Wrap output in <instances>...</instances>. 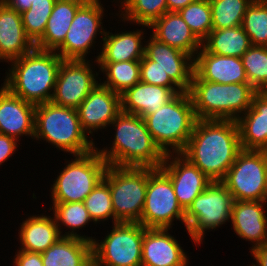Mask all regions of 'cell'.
Segmentation results:
<instances>
[{
    "mask_svg": "<svg viewBox=\"0 0 267 266\" xmlns=\"http://www.w3.org/2000/svg\"><path fill=\"white\" fill-rule=\"evenodd\" d=\"M251 2L256 4H267V0H251Z\"/></svg>",
    "mask_w": 267,
    "mask_h": 266,
    "instance_id": "bcb514c9",
    "label": "cell"
},
{
    "mask_svg": "<svg viewBox=\"0 0 267 266\" xmlns=\"http://www.w3.org/2000/svg\"><path fill=\"white\" fill-rule=\"evenodd\" d=\"M250 252L256 261V264L252 263V266H267V243L262 246L250 249Z\"/></svg>",
    "mask_w": 267,
    "mask_h": 266,
    "instance_id": "7bdbcfd3",
    "label": "cell"
},
{
    "mask_svg": "<svg viewBox=\"0 0 267 266\" xmlns=\"http://www.w3.org/2000/svg\"><path fill=\"white\" fill-rule=\"evenodd\" d=\"M178 13L201 42L213 29L212 10L209 0H196Z\"/></svg>",
    "mask_w": 267,
    "mask_h": 266,
    "instance_id": "8d00e7d4",
    "label": "cell"
},
{
    "mask_svg": "<svg viewBox=\"0 0 267 266\" xmlns=\"http://www.w3.org/2000/svg\"><path fill=\"white\" fill-rule=\"evenodd\" d=\"M169 230L145 228L141 266H188L186 252Z\"/></svg>",
    "mask_w": 267,
    "mask_h": 266,
    "instance_id": "ac0fdd59",
    "label": "cell"
},
{
    "mask_svg": "<svg viewBox=\"0 0 267 266\" xmlns=\"http://www.w3.org/2000/svg\"><path fill=\"white\" fill-rule=\"evenodd\" d=\"M112 225L103 240L92 243L93 266H141L145 227L138 222Z\"/></svg>",
    "mask_w": 267,
    "mask_h": 266,
    "instance_id": "8fae6325",
    "label": "cell"
},
{
    "mask_svg": "<svg viewBox=\"0 0 267 266\" xmlns=\"http://www.w3.org/2000/svg\"><path fill=\"white\" fill-rule=\"evenodd\" d=\"M3 2L8 8L17 11L18 13H22L26 10H29L33 0H0Z\"/></svg>",
    "mask_w": 267,
    "mask_h": 266,
    "instance_id": "ee69618b",
    "label": "cell"
},
{
    "mask_svg": "<svg viewBox=\"0 0 267 266\" xmlns=\"http://www.w3.org/2000/svg\"><path fill=\"white\" fill-rule=\"evenodd\" d=\"M120 11L122 21L142 25L143 30L168 12V7L166 0H127Z\"/></svg>",
    "mask_w": 267,
    "mask_h": 266,
    "instance_id": "d6a6232c",
    "label": "cell"
},
{
    "mask_svg": "<svg viewBox=\"0 0 267 266\" xmlns=\"http://www.w3.org/2000/svg\"><path fill=\"white\" fill-rule=\"evenodd\" d=\"M258 91L250 83H216L195 72L188 93L197 119L237 120L252 104Z\"/></svg>",
    "mask_w": 267,
    "mask_h": 266,
    "instance_id": "277c9868",
    "label": "cell"
},
{
    "mask_svg": "<svg viewBox=\"0 0 267 266\" xmlns=\"http://www.w3.org/2000/svg\"><path fill=\"white\" fill-rule=\"evenodd\" d=\"M19 250L42 253L55 244L62 236L54 217L41 214L31 215L21 224Z\"/></svg>",
    "mask_w": 267,
    "mask_h": 266,
    "instance_id": "83f0119b",
    "label": "cell"
},
{
    "mask_svg": "<svg viewBox=\"0 0 267 266\" xmlns=\"http://www.w3.org/2000/svg\"><path fill=\"white\" fill-rule=\"evenodd\" d=\"M14 256V266H44L41 253L18 250Z\"/></svg>",
    "mask_w": 267,
    "mask_h": 266,
    "instance_id": "60d3db41",
    "label": "cell"
},
{
    "mask_svg": "<svg viewBox=\"0 0 267 266\" xmlns=\"http://www.w3.org/2000/svg\"><path fill=\"white\" fill-rule=\"evenodd\" d=\"M194 72L209 82L248 83L241 58L209 53L203 47L194 58Z\"/></svg>",
    "mask_w": 267,
    "mask_h": 266,
    "instance_id": "44dd1931",
    "label": "cell"
},
{
    "mask_svg": "<svg viewBox=\"0 0 267 266\" xmlns=\"http://www.w3.org/2000/svg\"><path fill=\"white\" fill-rule=\"evenodd\" d=\"M95 63L106 77L101 84L120 95L140 82V60Z\"/></svg>",
    "mask_w": 267,
    "mask_h": 266,
    "instance_id": "1f68e13d",
    "label": "cell"
},
{
    "mask_svg": "<svg viewBox=\"0 0 267 266\" xmlns=\"http://www.w3.org/2000/svg\"><path fill=\"white\" fill-rule=\"evenodd\" d=\"M144 55L160 66L170 79L183 91L188 92L194 73V58L179 49L157 41L150 35L145 41Z\"/></svg>",
    "mask_w": 267,
    "mask_h": 266,
    "instance_id": "e0dca14e",
    "label": "cell"
},
{
    "mask_svg": "<svg viewBox=\"0 0 267 266\" xmlns=\"http://www.w3.org/2000/svg\"><path fill=\"white\" fill-rule=\"evenodd\" d=\"M243 150H267V91L257 92L237 120Z\"/></svg>",
    "mask_w": 267,
    "mask_h": 266,
    "instance_id": "d4e9b609",
    "label": "cell"
},
{
    "mask_svg": "<svg viewBox=\"0 0 267 266\" xmlns=\"http://www.w3.org/2000/svg\"><path fill=\"white\" fill-rule=\"evenodd\" d=\"M98 75L90 60H62L51 102L77 109L99 83Z\"/></svg>",
    "mask_w": 267,
    "mask_h": 266,
    "instance_id": "5bb4252c",
    "label": "cell"
},
{
    "mask_svg": "<svg viewBox=\"0 0 267 266\" xmlns=\"http://www.w3.org/2000/svg\"><path fill=\"white\" fill-rule=\"evenodd\" d=\"M104 7L101 2L84 3L76 12L64 42L55 50L63 60H86V54L95 44L98 32L103 37L105 31L102 20Z\"/></svg>",
    "mask_w": 267,
    "mask_h": 266,
    "instance_id": "4fadbf2b",
    "label": "cell"
},
{
    "mask_svg": "<svg viewBox=\"0 0 267 266\" xmlns=\"http://www.w3.org/2000/svg\"><path fill=\"white\" fill-rule=\"evenodd\" d=\"M83 131L89 136L112 123L121 112L120 94L100 83L77 108Z\"/></svg>",
    "mask_w": 267,
    "mask_h": 266,
    "instance_id": "2e32d148",
    "label": "cell"
},
{
    "mask_svg": "<svg viewBox=\"0 0 267 266\" xmlns=\"http://www.w3.org/2000/svg\"><path fill=\"white\" fill-rule=\"evenodd\" d=\"M16 139L0 133V165L12 157L18 148Z\"/></svg>",
    "mask_w": 267,
    "mask_h": 266,
    "instance_id": "b9f144b4",
    "label": "cell"
},
{
    "mask_svg": "<svg viewBox=\"0 0 267 266\" xmlns=\"http://www.w3.org/2000/svg\"><path fill=\"white\" fill-rule=\"evenodd\" d=\"M241 150L236 120L197 119L181 154L214 182L224 179Z\"/></svg>",
    "mask_w": 267,
    "mask_h": 266,
    "instance_id": "6da1fadb",
    "label": "cell"
},
{
    "mask_svg": "<svg viewBox=\"0 0 267 266\" xmlns=\"http://www.w3.org/2000/svg\"><path fill=\"white\" fill-rule=\"evenodd\" d=\"M111 126L115 129L111 148L96 147L108 165L160 168L165 154L155 144L143 117L121 111Z\"/></svg>",
    "mask_w": 267,
    "mask_h": 266,
    "instance_id": "7a4b0ae2",
    "label": "cell"
},
{
    "mask_svg": "<svg viewBox=\"0 0 267 266\" xmlns=\"http://www.w3.org/2000/svg\"><path fill=\"white\" fill-rule=\"evenodd\" d=\"M41 258L44 266H93V246L83 239L61 237Z\"/></svg>",
    "mask_w": 267,
    "mask_h": 266,
    "instance_id": "4316f807",
    "label": "cell"
},
{
    "mask_svg": "<svg viewBox=\"0 0 267 266\" xmlns=\"http://www.w3.org/2000/svg\"><path fill=\"white\" fill-rule=\"evenodd\" d=\"M234 203L221 181L211 182L185 211V227L194 244H201L205 231L229 222Z\"/></svg>",
    "mask_w": 267,
    "mask_h": 266,
    "instance_id": "9c48e42d",
    "label": "cell"
},
{
    "mask_svg": "<svg viewBox=\"0 0 267 266\" xmlns=\"http://www.w3.org/2000/svg\"><path fill=\"white\" fill-rule=\"evenodd\" d=\"M160 168L169 176L177 201L184 211L212 182L181 153L166 154Z\"/></svg>",
    "mask_w": 267,
    "mask_h": 266,
    "instance_id": "9a60e30c",
    "label": "cell"
},
{
    "mask_svg": "<svg viewBox=\"0 0 267 266\" xmlns=\"http://www.w3.org/2000/svg\"><path fill=\"white\" fill-rule=\"evenodd\" d=\"M144 31L137 29L122 33L105 32L102 50L96 56V62H124L141 60L144 57L145 45L142 42Z\"/></svg>",
    "mask_w": 267,
    "mask_h": 266,
    "instance_id": "484cf974",
    "label": "cell"
},
{
    "mask_svg": "<svg viewBox=\"0 0 267 266\" xmlns=\"http://www.w3.org/2000/svg\"><path fill=\"white\" fill-rule=\"evenodd\" d=\"M87 2L76 0H56L43 36L35 43V48L55 51L63 42L77 10Z\"/></svg>",
    "mask_w": 267,
    "mask_h": 266,
    "instance_id": "f1b7e54d",
    "label": "cell"
},
{
    "mask_svg": "<svg viewBox=\"0 0 267 266\" xmlns=\"http://www.w3.org/2000/svg\"><path fill=\"white\" fill-rule=\"evenodd\" d=\"M174 220L185 226V211L179 205L172 182L161 168L148 167V185L141 220L145 228L170 229Z\"/></svg>",
    "mask_w": 267,
    "mask_h": 266,
    "instance_id": "7c38bea8",
    "label": "cell"
},
{
    "mask_svg": "<svg viewBox=\"0 0 267 266\" xmlns=\"http://www.w3.org/2000/svg\"><path fill=\"white\" fill-rule=\"evenodd\" d=\"M196 0H166L168 12H179L181 9Z\"/></svg>",
    "mask_w": 267,
    "mask_h": 266,
    "instance_id": "f6af8a7d",
    "label": "cell"
},
{
    "mask_svg": "<svg viewBox=\"0 0 267 266\" xmlns=\"http://www.w3.org/2000/svg\"><path fill=\"white\" fill-rule=\"evenodd\" d=\"M52 205L50 210H53V217L62 237L79 238L93 243L96 238L76 232L79 228L81 229L86 224L93 222L83 202L52 203ZM61 225L66 226L70 231L63 234Z\"/></svg>",
    "mask_w": 267,
    "mask_h": 266,
    "instance_id": "4dcf8cb0",
    "label": "cell"
},
{
    "mask_svg": "<svg viewBox=\"0 0 267 266\" xmlns=\"http://www.w3.org/2000/svg\"><path fill=\"white\" fill-rule=\"evenodd\" d=\"M249 36L240 26L212 29L202 41V47L209 53L241 58L251 47Z\"/></svg>",
    "mask_w": 267,
    "mask_h": 266,
    "instance_id": "f546056e",
    "label": "cell"
},
{
    "mask_svg": "<svg viewBox=\"0 0 267 266\" xmlns=\"http://www.w3.org/2000/svg\"><path fill=\"white\" fill-rule=\"evenodd\" d=\"M234 201H267V150H241L221 181Z\"/></svg>",
    "mask_w": 267,
    "mask_h": 266,
    "instance_id": "30bf717a",
    "label": "cell"
},
{
    "mask_svg": "<svg viewBox=\"0 0 267 266\" xmlns=\"http://www.w3.org/2000/svg\"><path fill=\"white\" fill-rule=\"evenodd\" d=\"M241 27L249 36L251 45L267 47V4L251 3L245 12Z\"/></svg>",
    "mask_w": 267,
    "mask_h": 266,
    "instance_id": "74e56055",
    "label": "cell"
},
{
    "mask_svg": "<svg viewBox=\"0 0 267 266\" xmlns=\"http://www.w3.org/2000/svg\"><path fill=\"white\" fill-rule=\"evenodd\" d=\"M57 175L50 188L52 203L84 202L103 179L108 166L96 148L86 154L75 155Z\"/></svg>",
    "mask_w": 267,
    "mask_h": 266,
    "instance_id": "ba28073f",
    "label": "cell"
},
{
    "mask_svg": "<svg viewBox=\"0 0 267 266\" xmlns=\"http://www.w3.org/2000/svg\"><path fill=\"white\" fill-rule=\"evenodd\" d=\"M103 180L110 187L114 224L139 222L148 185V167L108 165Z\"/></svg>",
    "mask_w": 267,
    "mask_h": 266,
    "instance_id": "52a82bcc",
    "label": "cell"
},
{
    "mask_svg": "<svg viewBox=\"0 0 267 266\" xmlns=\"http://www.w3.org/2000/svg\"><path fill=\"white\" fill-rule=\"evenodd\" d=\"M34 48L35 44L26 35L21 14L0 1V61L9 63Z\"/></svg>",
    "mask_w": 267,
    "mask_h": 266,
    "instance_id": "603a6c76",
    "label": "cell"
},
{
    "mask_svg": "<svg viewBox=\"0 0 267 266\" xmlns=\"http://www.w3.org/2000/svg\"><path fill=\"white\" fill-rule=\"evenodd\" d=\"M148 29H152L151 36L157 41L179 49L193 58L202 48V42L190 30L178 12H166Z\"/></svg>",
    "mask_w": 267,
    "mask_h": 266,
    "instance_id": "cb8c5ba5",
    "label": "cell"
},
{
    "mask_svg": "<svg viewBox=\"0 0 267 266\" xmlns=\"http://www.w3.org/2000/svg\"><path fill=\"white\" fill-rule=\"evenodd\" d=\"M182 92L180 88L162 87L140 81L120 95L121 111L144 117L154 113Z\"/></svg>",
    "mask_w": 267,
    "mask_h": 266,
    "instance_id": "7402d4cb",
    "label": "cell"
},
{
    "mask_svg": "<svg viewBox=\"0 0 267 266\" xmlns=\"http://www.w3.org/2000/svg\"><path fill=\"white\" fill-rule=\"evenodd\" d=\"M241 60L248 83L258 92L267 91V47L252 45Z\"/></svg>",
    "mask_w": 267,
    "mask_h": 266,
    "instance_id": "e575fe53",
    "label": "cell"
},
{
    "mask_svg": "<svg viewBox=\"0 0 267 266\" xmlns=\"http://www.w3.org/2000/svg\"><path fill=\"white\" fill-rule=\"evenodd\" d=\"M33 139L45 140L57 150L59 148L72 156L86 154L96 148L93 139L81 127L77 109L51 101L36 105Z\"/></svg>",
    "mask_w": 267,
    "mask_h": 266,
    "instance_id": "5b68a950",
    "label": "cell"
},
{
    "mask_svg": "<svg viewBox=\"0 0 267 266\" xmlns=\"http://www.w3.org/2000/svg\"><path fill=\"white\" fill-rule=\"evenodd\" d=\"M35 108L4 85L0 88V133L20 142V136L34 137Z\"/></svg>",
    "mask_w": 267,
    "mask_h": 266,
    "instance_id": "d6986e66",
    "label": "cell"
},
{
    "mask_svg": "<svg viewBox=\"0 0 267 266\" xmlns=\"http://www.w3.org/2000/svg\"><path fill=\"white\" fill-rule=\"evenodd\" d=\"M212 10L213 29L237 27L242 24L243 17L251 0H209Z\"/></svg>",
    "mask_w": 267,
    "mask_h": 266,
    "instance_id": "836d02e7",
    "label": "cell"
},
{
    "mask_svg": "<svg viewBox=\"0 0 267 266\" xmlns=\"http://www.w3.org/2000/svg\"><path fill=\"white\" fill-rule=\"evenodd\" d=\"M62 58L55 51L34 48L11 61L3 85L35 106L51 101Z\"/></svg>",
    "mask_w": 267,
    "mask_h": 266,
    "instance_id": "3957f363",
    "label": "cell"
},
{
    "mask_svg": "<svg viewBox=\"0 0 267 266\" xmlns=\"http://www.w3.org/2000/svg\"><path fill=\"white\" fill-rule=\"evenodd\" d=\"M267 201H234L231 225L241 239L252 242L251 249L267 243Z\"/></svg>",
    "mask_w": 267,
    "mask_h": 266,
    "instance_id": "ffe728a7",
    "label": "cell"
},
{
    "mask_svg": "<svg viewBox=\"0 0 267 266\" xmlns=\"http://www.w3.org/2000/svg\"><path fill=\"white\" fill-rule=\"evenodd\" d=\"M143 119L155 144L165 155L184 150L197 121L188 92L177 94Z\"/></svg>",
    "mask_w": 267,
    "mask_h": 266,
    "instance_id": "8992f818",
    "label": "cell"
},
{
    "mask_svg": "<svg viewBox=\"0 0 267 266\" xmlns=\"http://www.w3.org/2000/svg\"><path fill=\"white\" fill-rule=\"evenodd\" d=\"M84 205L93 222L108 221L114 224V210L109 185L102 179L93 191L84 199Z\"/></svg>",
    "mask_w": 267,
    "mask_h": 266,
    "instance_id": "f35d334b",
    "label": "cell"
},
{
    "mask_svg": "<svg viewBox=\"0 0 267 266\" xmlns=\"http://www.w3.org/2000/svg\"><path fill=\"white\" fill-rule=\"evenodd\" d=\"M56 0H33L29 10L21 13L26 35L35 44L45 32Z\"/></svg>",
    "mask_w": 267,
    "mask_h": 266,
    "instance_id": "d590c367",
    "label": "cell"
},
{
    "mask_svg": "<svg viewBox=\"0 0 267 266\" xmlns=\"http://www.w3.org/2000/svg\"><path fill=\"white\" fill-rule=\"evenodd\" d=\"M91 1H94V2H101L100 0H91ZM120 1V2H119ZM127 0H118V2L120 3V7H122V5L126 2Z\"/></svg>",
    "mask_w": 267,
    "mask_h": 266,
    "instance_id": "7dc6e473",
    "label": "cell"
},
{
    "mask_svg": "<svg viewBox=\"0 0 267 266\" xmlns=\"http://www.w3.org/2000/svg\"><path fill=\"white\" fill-rule=\"evenodd\" d=\"M76 1H79V2H90L91 0H76Z\"/></svg>",
    "mask_w": 267,
    "mask_h": 266,
    "instance_id": "c3c4849f",
    "label": "cell"
},
{
    "mask_svg": "<svg viewBox=\"0 0 267 266\" xmlns=\"http://www.w3.org/2000/svg\"><path fill=\"white\" fill-rule=\"evenodd\" d=\"M140 81L162 87L179 88L155 61L149 60L145 55L140 60Z\"/></svg>",
    "mask_w": 267,
    "mask_h": 266,
    "instance_id": "ab89813d",
    "label": "cell"
}]
</instances>
